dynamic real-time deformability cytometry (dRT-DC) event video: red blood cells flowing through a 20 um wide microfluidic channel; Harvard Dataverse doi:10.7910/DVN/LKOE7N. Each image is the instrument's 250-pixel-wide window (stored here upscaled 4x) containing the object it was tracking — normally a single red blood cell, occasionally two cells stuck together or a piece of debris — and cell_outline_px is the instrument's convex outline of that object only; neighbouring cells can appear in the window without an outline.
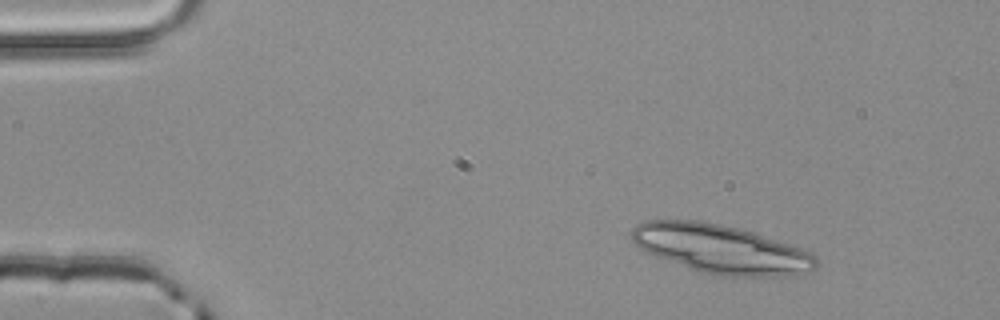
{"species": "common noctule bat (a hibernating species)", "species_latin": "Nyctalus noctula", "temperature_condition": "room temperature", "stored_images_in_passage": 3, "camera_frame_rate_fps": 3000, "um_per_image_px": 0.085, "animal": {"sex": "male", "body_mass_g": 20.4}, "frame": {"image": 1, "passage_image": 1, "time_ms": 0.0, "image_size_px": [1000, 320], "cell_outline_px": [[820, 260], [816, 268], [792, 276], [720, 276], [688, 268], [644, 252], [632, 240], [632, 228], [636, 224], [644, 220], [696, 220], [720, 224], [752, 232], [812, 252]], "centroid_in_image_um": [61.28, 21.17], "position_along_channel_um": 23.7, "area_um2": 52.31}}